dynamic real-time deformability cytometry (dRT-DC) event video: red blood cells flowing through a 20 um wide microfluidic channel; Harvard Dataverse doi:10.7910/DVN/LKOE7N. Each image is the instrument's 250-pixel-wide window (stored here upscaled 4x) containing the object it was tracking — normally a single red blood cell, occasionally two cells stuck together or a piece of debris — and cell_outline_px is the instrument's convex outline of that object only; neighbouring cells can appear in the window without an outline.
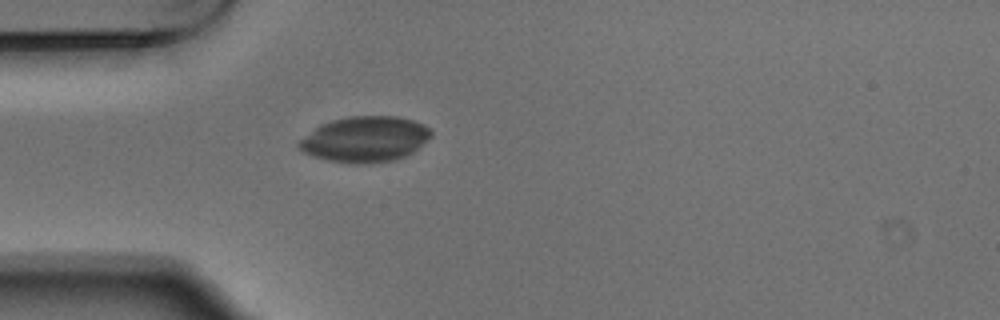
{"species": "Egyptian fruit bat (a non-hibernating species)", "species_latin": "Rousettus aegyptiacus", "temperature_condition": "warm", "stored_images_in_passage": 1, "camera_frame_rate_fps": 3000, "um_per_image_px": 0.085, "animal": {"sex": "male"}, "frame": {"image": 1, "passage_image": 1, "time_ms": 0.0, "image_size_px": [1000, 320], "cell_outline_px": [[432, 136], [412, 152], [396, 160], [372, 164], [352, 164], [328, 160], [312, 156], [304, 152], [296, 144], [300, 140], [320, 124], [332, 120], [348, 116], [396, 116], [412, 120], [424, 124], [432, 132]], "centroid_in_image_um": [31.03, 11.84], "position_along_channel_um": 54.0, "area_um2": 35.2}}